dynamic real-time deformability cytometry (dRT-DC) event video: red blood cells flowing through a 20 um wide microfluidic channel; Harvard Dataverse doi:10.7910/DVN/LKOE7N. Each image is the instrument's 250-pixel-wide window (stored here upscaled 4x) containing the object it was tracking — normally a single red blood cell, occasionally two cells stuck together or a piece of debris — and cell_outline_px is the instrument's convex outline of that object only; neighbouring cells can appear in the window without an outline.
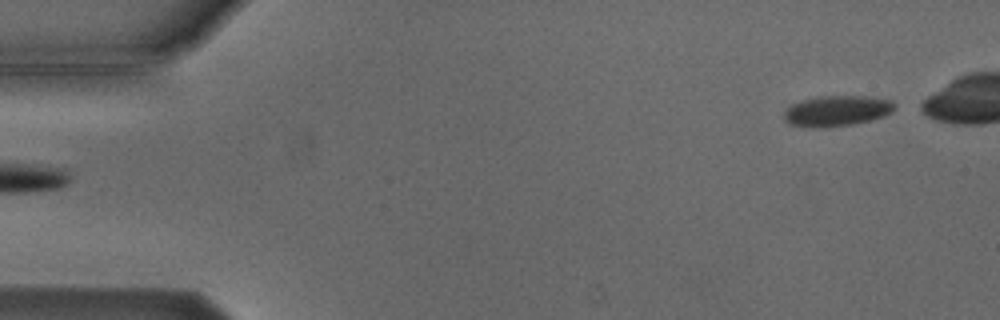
{"species": "Egyptian fruit bat (a non-hibernating species)", "species_latin": "Rousettus aegyptiacus", "temperature_condition": "cold", "stored_images_in_passage": 3, "camera_frame_rate_fps": 3000, "um_per_image_px": 0.085, "animal": {"sex": "male"}, "frame": {"image": 1, "passage_image": 3, "time_ms": 3.333, "image_size_px": [1000, 320], "cell_outline_px": [[896, 108], [892, 112], [884, 116], [852, 124], [820, 128], [812, 128], [788, 124], [784, 120], [784, 112], [792, 104], [804, 100], [820, 96], [864, 96], [892, 100], [896, 104]], "centroid_in_image_um": [71.14, 9.43], "position_along_channel_um": 13.9, "area_um2": 19.71}}